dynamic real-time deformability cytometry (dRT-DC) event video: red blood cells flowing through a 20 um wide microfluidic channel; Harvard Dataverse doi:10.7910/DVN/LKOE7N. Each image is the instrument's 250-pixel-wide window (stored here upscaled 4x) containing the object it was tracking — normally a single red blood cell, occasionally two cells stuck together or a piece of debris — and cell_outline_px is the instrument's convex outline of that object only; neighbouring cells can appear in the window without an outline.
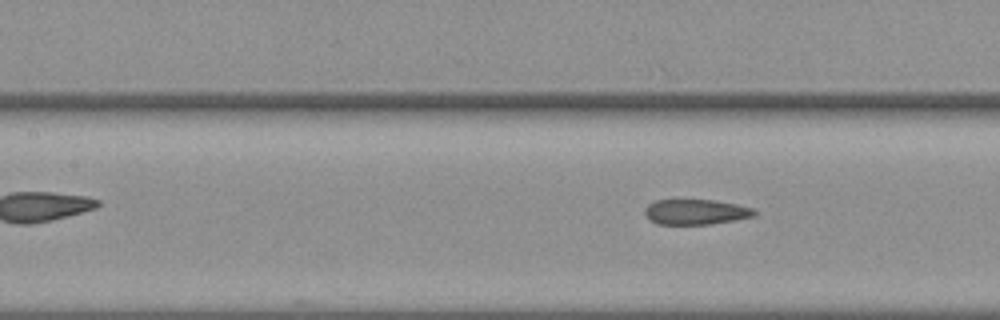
{"species": "common noctule bat (a hibernating species)", "species_latin": "Nyctalus noctula", "temperature_condition": "warm", "stored_images_in_passage": 29, "camera_frame_rate_fps": 3000, "um_per_image_px": 0.085, "animal": {"sex": "female", "body_mass_g": 19.3, "forearm_length_mm": 54.1}, "frame": {"image": 1, "passage_image": 29, "time_ms": 9.333, "image_size_px": [1000, 320], "cell_outline_px": [[756, 216], [736, 220], [708, 224], [656, 224], [648, 220], [644, 212], [644, 208], [648, 204], [656, 200], [716, 200], [756, 208]], "centroid_in_image_um": [59.15, 18.01], "position_along_channel_um": 148.3, "area_um2": 16.36}}